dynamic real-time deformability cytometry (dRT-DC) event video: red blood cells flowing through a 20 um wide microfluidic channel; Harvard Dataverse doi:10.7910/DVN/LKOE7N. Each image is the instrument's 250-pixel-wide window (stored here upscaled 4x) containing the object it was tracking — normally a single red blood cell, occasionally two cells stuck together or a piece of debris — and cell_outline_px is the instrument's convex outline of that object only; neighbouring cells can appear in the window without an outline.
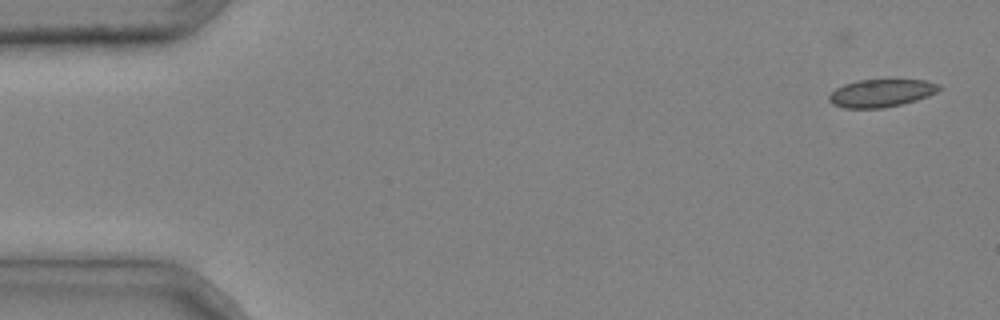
{"species": "common noctule bat (a hibernating species)", "species_latin": "Nyctalus noctula", "temperature_condition": "cold", "stored_images_in_passage": 6, "camera_frame_rate_fps": 3000, "um_per_image_px": 0.085, "animal": {"sex": "male", "body_mass_g": 20.4}, "frame": {"image": 1, "passage_image": 2, "time_ms": 0.333, "image_size_px": [1000, 320], "cell_outline_px": [[940, 88], [936, 92], [928, 96], [916, 100], [884, 108], [844, 108], [832, 104], [828, 100], [828, 96], [836, 88], [844, 84], [860, 80], [924, 80], [940, 84]], "centroid_in_image_um": [74.88, 7.92], "position_along_channel_um": 10.1, "area_um2": 17.69}}
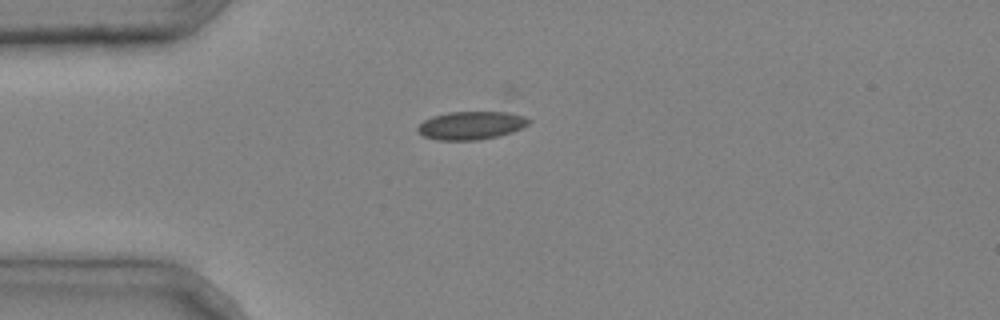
{"frame": {"image": 2, "passage_image": 4, "time_ms": 1.0, "image_size_px": [1000, 320], "cell_outline_px": [[532, 120], [528, 124], [512, 132], [496, 136], [476, 140], [436, 140], [424, 136], [416, 132], [416, 128], [424, 120], [432, 116], [448, 112], [508, 112], [524, 116]], "centroid_in_image_um": [40.01, 10.66], "position_along_channel_um": 45.0, "area_um2": 18.21}}